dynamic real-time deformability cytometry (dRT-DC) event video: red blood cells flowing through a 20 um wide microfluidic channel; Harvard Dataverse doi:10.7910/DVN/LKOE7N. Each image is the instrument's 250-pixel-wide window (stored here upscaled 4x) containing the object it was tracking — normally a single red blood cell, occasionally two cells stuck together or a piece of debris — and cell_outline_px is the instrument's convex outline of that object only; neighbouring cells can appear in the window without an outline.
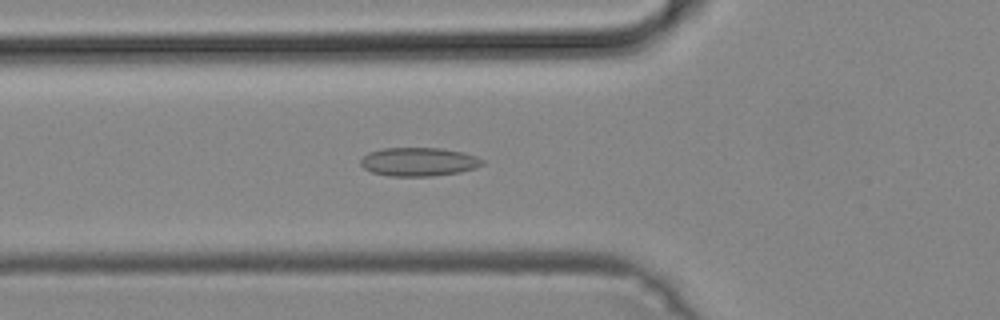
{"species": "common noctule bat (a hibernating species)", "species_latin": "Nyctalus noctula", "temperature_condition": "cold", "stored_images_in_passage": 36, "camera_frame_rate_fps": 3000, "um_per_image_px": 0.085, "animal": {"sex": "male", "body_mass_g": 19.2, "forearm_length_mm": 51.8}, "frame": {"image": 1, "passage_image": 4, "time_ms": 1.0, "image_size_px": [1000, 320], "cell_outline_px": [[484, 164], [476, 168], [460, 172], [432, 176], [388, 176], [372, 172], [364, 168], [360, 164], [360, 160], [368, 152], [384, 148], [440, 148], [464, 152], [476, 156], [484, 160]], "centroid_in_image_um": [35.6, 13.75], "position_along_channel_um": 90.2, "area_um2": 20.4}}
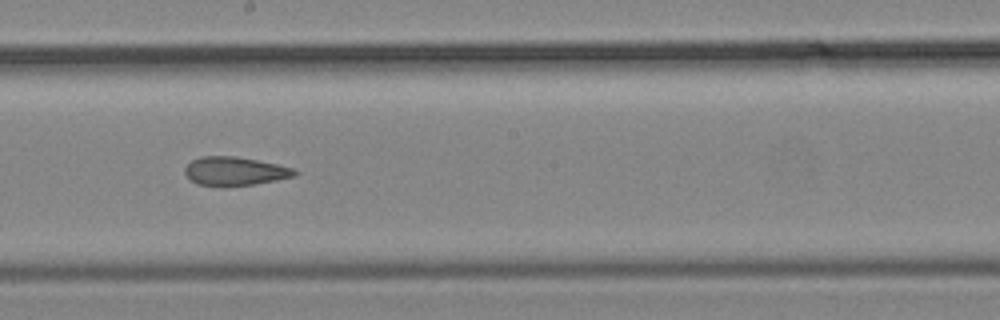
{"frame": {"image": 2, "passage_image": 14, "time_ms": 4.333, "image_size_px": [1000, 320], "cell_outline_px": [[300, 172], [296, 176], [256, 184], [224, 188], [220, 188], [196, 184], [184, 172], [184, 168], [192, 160], [200, 156], [236, 156], [296, 168]], "centroid_in_image_um": [19.98, 14.58], "position_along_channel_um": 228.2, "area_um2": 18.84}}
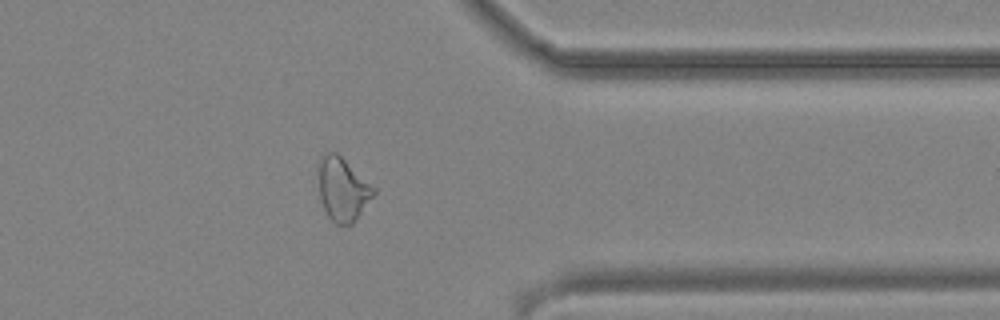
{"frame": {"image": 3, "passage_image": 26, "time_ms": 8.333, "image_size_px": [1000, 320], "cell_outline_px": [[376, 192], [352, 224], [336, 224], [328, 216], [320, 200], [316, 168], [316, 164], [320, 156], [328, 152], [336, 152], [376, 188]], "centroid_in_image_um": [29.07, 16.04], "position_along_channel_um": 382.3, "area_um2": 20.58}}